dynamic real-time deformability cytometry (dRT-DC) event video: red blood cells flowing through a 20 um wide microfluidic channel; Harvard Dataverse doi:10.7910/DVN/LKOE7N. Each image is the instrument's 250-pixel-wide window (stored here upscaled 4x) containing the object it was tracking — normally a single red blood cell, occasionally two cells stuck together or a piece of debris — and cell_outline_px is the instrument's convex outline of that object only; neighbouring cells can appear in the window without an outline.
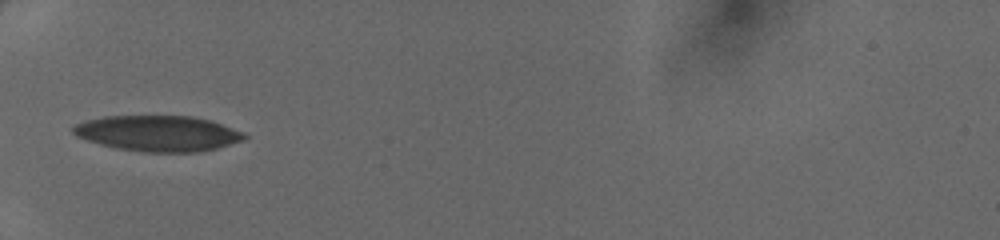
{"species": "human", "species_latin": "Homo sapiens", "temperature_condition": "cold", "stored_images_in_passage": 30, "camera_frame_rate_fps": 3000, "um_per_image_px": 0.085, "donor": {"sex": "female"}, "frame": {"image": 1, "passage_image": 1, "time_ms": 0.0, "image_size_px": [1000, 240], "cell_outline_px": [[248, 136], [244, 140], [216, 148], [200, 152], [144, 152], [116, 148], [100, 144], [76, 136], [72, 132], [72, 128], [76, 124], [88, 120], [104, 116], [192, 116], [212, 120], [244, 132]], "centroid_in_image_um": [13.46, 11.33], "position_along_channel_um": 71.5, "area_um2": 35.66}}
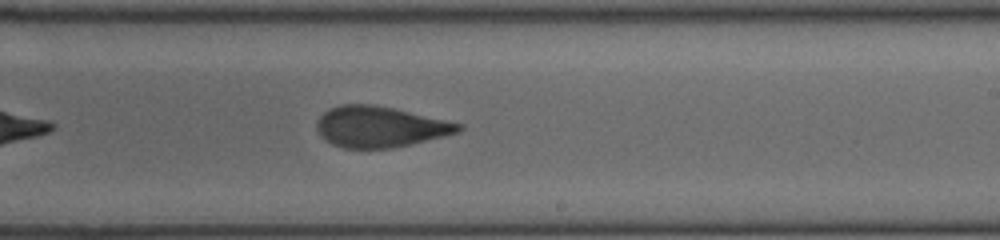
{"frame": {"image": 2, "passage_image": 14, "time_ms": 4.333, "image_size_px": [1000, 240], "cell_outline_px": [[464, 128], [460, 132], [412, 144], [392, 148], [344, 148], [332, 144], [324, 140], [320, 136], [316, 128], [316, 120], [328, 108], [340, 104], [372, 104], [392, 108], [464, 124]], "centroid_in_image_um": [32.27, 10.78], "position_along_channel_um": 256.7, "area_um2": 33.93}}
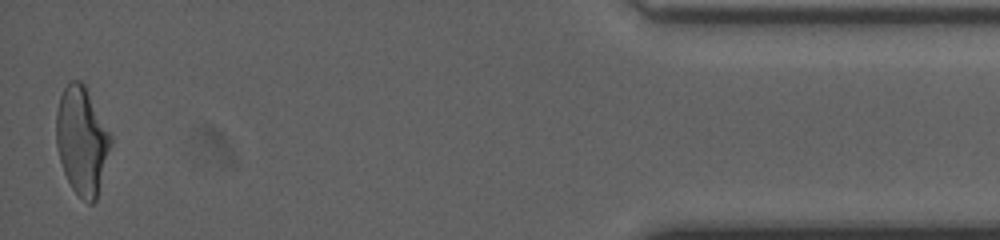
{"frame": {"image": 3, "passage_image": 30, "time_ms": 9.667, "image_size_px": [1000, 240], "cell_outline_px": [[112, 144], [96, 200], [92, 204], [88, 204], [72, 188], [64, 172], [60, 160], [56, 144], [56, 112], [60, 96], [68, 80], [80, 80], [84, 84], [112, 136]], "centroid_in_image_um": [6.96, 11.94], "position_along_channel_um": 428.2, "area_um2": 34.22}}